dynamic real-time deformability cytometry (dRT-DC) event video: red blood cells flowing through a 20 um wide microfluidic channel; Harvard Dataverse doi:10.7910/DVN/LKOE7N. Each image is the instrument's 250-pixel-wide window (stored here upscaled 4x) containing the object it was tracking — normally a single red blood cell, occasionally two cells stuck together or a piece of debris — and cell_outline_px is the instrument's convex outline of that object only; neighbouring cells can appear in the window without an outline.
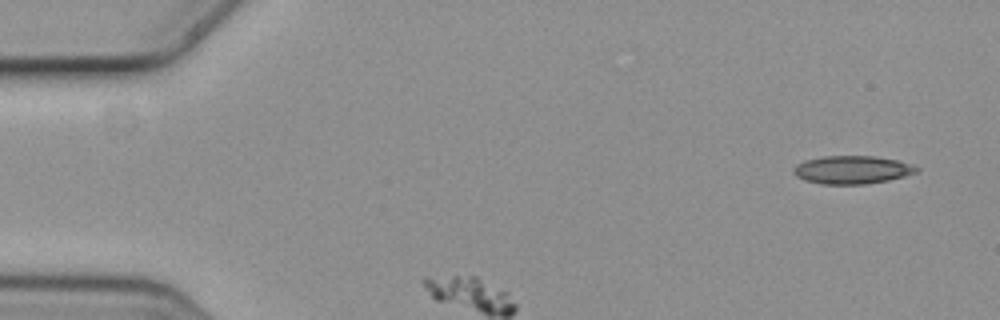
{"species": "common noctule bat (a hibernating species)", "species_latin": "Nyctalus noctula", "temperature_condition": "cold", "stored_images_in_passage": 3, "camera_frame_rate_fps": 3000, "um_per_image_px": 0.085, "animal": {"sex": "female", "body_mass_g": 19.3, "forearm_length_mm": 54.1}, "frame": {"image": 1, "passage_image": 1, "time_ms": 0.0, "image_size_px": [1000, 320], "cell_outline_px": [[920, 168], [916, 172], [904, 176], [888, 180], [864, 184], [824, 184], [804, 180], [796, 176], [792, 172], [792, 168], [796, 164], [804, 160], [824, 156], [876, 156], [896, 160], [912, 164]], "centroid_in_image_um": [72.4, 14.42], "position_along_channel_um": 12.6, "area_um2": 20.17}}